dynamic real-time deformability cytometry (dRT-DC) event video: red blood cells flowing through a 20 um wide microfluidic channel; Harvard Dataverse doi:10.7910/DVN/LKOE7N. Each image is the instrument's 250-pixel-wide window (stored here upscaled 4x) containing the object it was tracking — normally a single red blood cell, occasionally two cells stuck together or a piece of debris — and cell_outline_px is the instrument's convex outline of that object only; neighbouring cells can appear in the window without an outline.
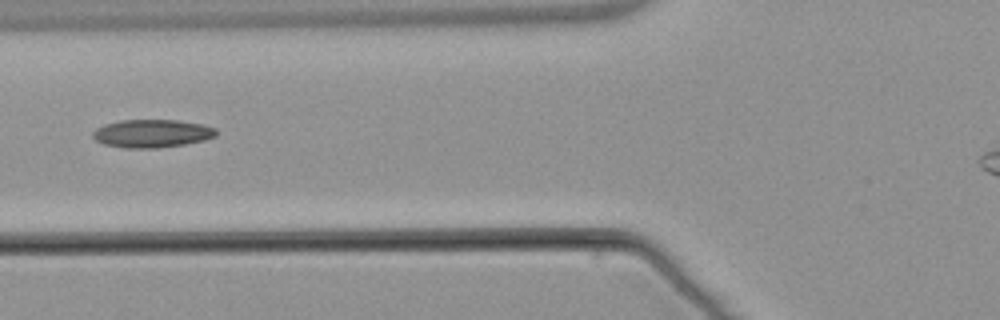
{"species": "common noctule bat (a hibernating species)", "species_latin": "Nyctalus noctula", "temperature_condition": "warm", "stored_images_in_passage": 5, "camera_frame_rate_fps": 3000, "um_per_image_px": 0.085, "animal": {"sex": "male", "body_mass_g": 21.5, "forearm_length_mm": 52.0}, "frame": {"image": 1, "passage_image": 5, "time_ms": 6.333, "image_size_px": [1000, 320], "cell_outline_px": [[216, 136], [204, 140], [184, 144], [156, 148], [124, 148], [104, 144], [96, 140], [92, 136], [92, 132], [96, 128], [104, 124], [120, 120], [176, 120], [204, 124], [216, 128]], "centroid_in_image_um": [12.91, 11.34], "position_along_channel_um": 112.9, "area_um2": 20.23}}